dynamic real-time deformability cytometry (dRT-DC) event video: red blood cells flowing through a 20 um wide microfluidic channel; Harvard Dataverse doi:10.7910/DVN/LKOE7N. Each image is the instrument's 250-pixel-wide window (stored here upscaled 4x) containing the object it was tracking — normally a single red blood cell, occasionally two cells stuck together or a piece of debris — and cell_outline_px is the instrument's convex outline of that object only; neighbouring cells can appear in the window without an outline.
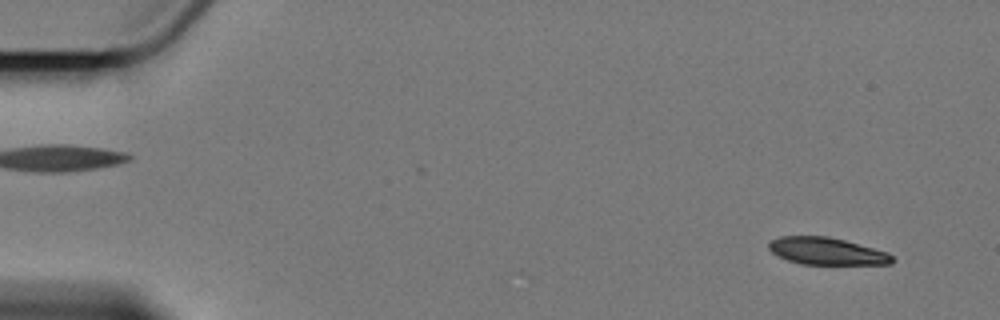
{"species": "Egyptian fruit bat (a non-hibernating species)", "species_latin": "Rousettus aegyptiacus", "temperature_condition": "cold", "stored_images_in_passage": 6, "camera_frame_rate_fps": 3000, "um_per_image_px": 0.085, "animal": {"sex": "female"}, "frame": {"image": 1, "passage_image": 2, "time_ms": 1.333, "image_size_px": [1000, 320], "cell_outline_px": [[896, 260], [892, 264], [800, 264], [788, 260], [772, 252], [768, 248], [768, 244], [772, 240], [780, 236], [828, 236], [844, 240], [888, 252]], "centroid_in_image_um": [70.29, 21.35], "position_along_channel_um": 14.7, "area_um2": 19.48}}
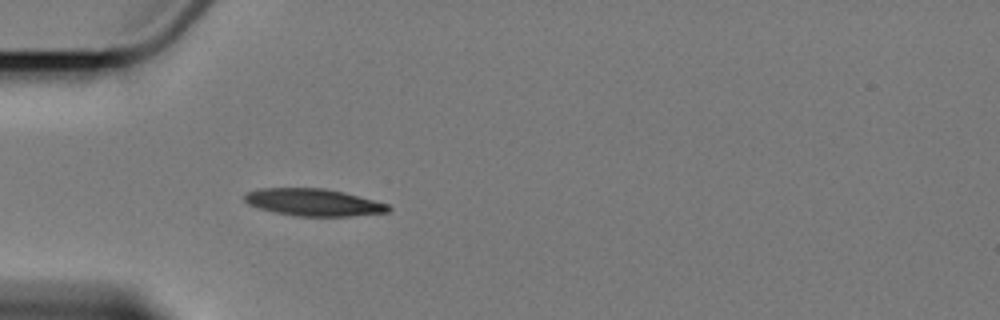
{"frame": {"image": 2, "passage_image": 6, "time_ms": 6.0, "image_size_px": [1000, 320], "cell_outline_px": [[392, 208], [388, 212], [352, 216], [296, 216], [276, 212], [260, 208], [248, 204], [244, 200], [244, 196], [248, 192], [260, 188], [324, 188], [344, 192], [388, 204]], "centroid_in_image_um": [26.66, 17.2], "position_along_channel_um": 58.3, "area_um2": 22.66}}